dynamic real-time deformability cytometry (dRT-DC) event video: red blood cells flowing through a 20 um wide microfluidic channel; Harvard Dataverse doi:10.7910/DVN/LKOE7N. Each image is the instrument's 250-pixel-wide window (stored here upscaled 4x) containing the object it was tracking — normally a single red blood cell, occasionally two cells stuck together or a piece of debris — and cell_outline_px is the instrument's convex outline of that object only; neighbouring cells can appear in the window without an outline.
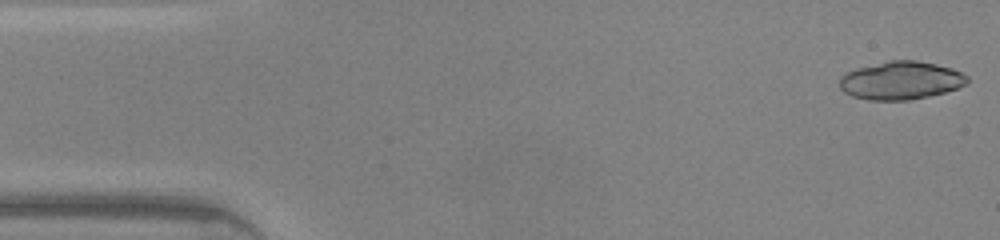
{"species": "common noctule bat (a hibernating species)", "species_latin": "Nyctalus noctula", "temperature_condition": "warm", "stored_images_in_passage": 12, "camera_frame_rate_fps": 3000, "um_per_image_px": 0.085, "animal": {"sex": "male", "body_mass_g": 20.0, "forearm_length_mm": 53.3}, "frame": {"image": 1, "passage_image": 1, "time_ms": 0.0, "image_size_px": [1000, 240], "cell_outline_px": [[968, 80], [964, 84], [956, 88], [944, 92], [928, 96], [908, 100], [868, 100], [852, 96], [844, 92], [840, 88], [840, 76], [856, 68], [888, 60], [916, 60], [936, 64], [952, 68], [968, 76]], "centroid_in_image_um": [76.54, 6.83], "position_along_channel_um": 8.5, "area_um2": 28.26}}